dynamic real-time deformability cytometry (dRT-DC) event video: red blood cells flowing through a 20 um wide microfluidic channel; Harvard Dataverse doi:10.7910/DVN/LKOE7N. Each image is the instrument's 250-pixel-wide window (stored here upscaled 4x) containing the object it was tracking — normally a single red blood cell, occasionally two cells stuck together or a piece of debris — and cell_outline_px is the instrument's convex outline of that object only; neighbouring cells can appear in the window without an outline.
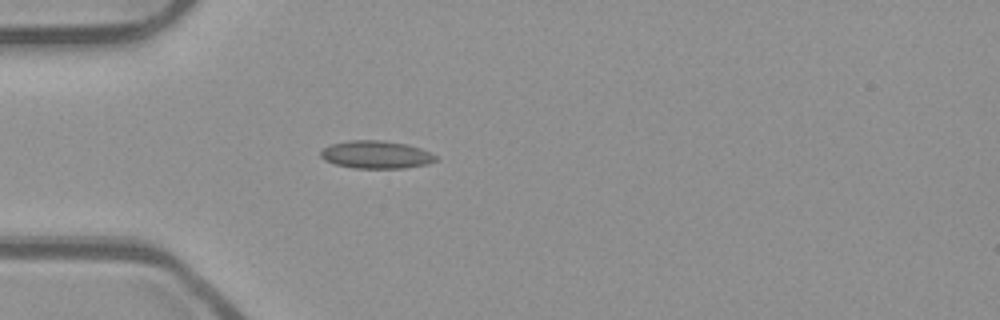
{"species": "common noctule bat (a hibernating species)", "species_latin": "Nyctalus noctula", "temperature_condition": "room temperature", "stored_images_in_passage": 38, "camera_frame_rate_fps": 3000, "um_per_image_px": 0.085, "animal": {"sex": "male", "body_mass_g": 23.1, "forearm_length_mm": 52.7}, "frame": {"image": 1, "passage_image": 1, "time_ms": 0.0, "image_size_px": [1000, 320], "cell_outline_px": [[436, 160], [428, 164], [404, 168], [356, 168], [336, 164], [324, 160], [320, 156], [320, 152], [324, 148], [332, 144], [348, 140], [384, 140], [408, 144], [420, 148], [436, 156]], "centroid_in_image_um": [31.97, 13.14], "position_along_channel_um": 53.0, "area_um2": 18.55}}
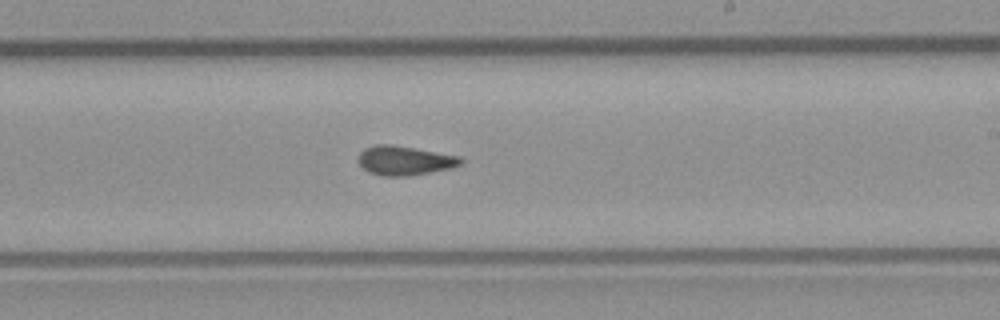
{"frame": {"image": 2, "passage_image": 17, "time_ms": 5.333, "image_size_px": [1000, 320], "cell_outline_px": [[464, 160], [460, 164], [452, 168], [408, 176], [380, 176], [368, 172], [356, 160], [360, 152], [364, 148], [376, 144], [392, 144], [460, 156]], "centroid_in_image_um": [34.36, 13.64], "position_along_channel_um": 254.6, "area_um2": 17.63}}
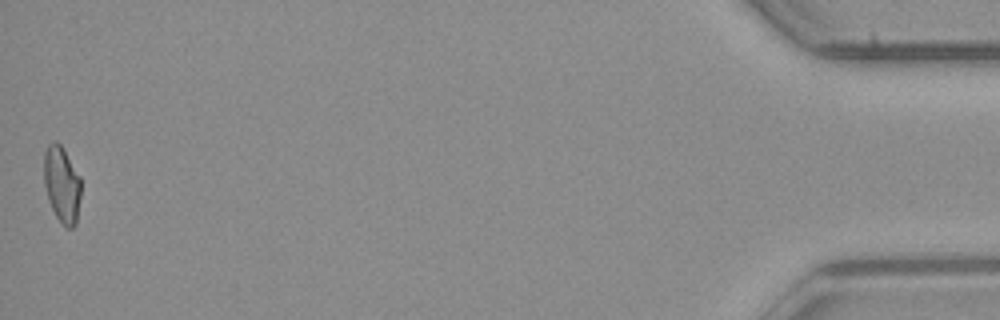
{"frame": {"image": 3, "passage_image": 38, "time_ms": 12.333, "image_size_px": [1000, 320], "cell_outline_px": [[80, 196], [76, 224], [72, 228], [64, 228], [56, 216], [48, 200], [44, 184], [44, 152], [48, 144], [52, 140], [56, 140], [64, 148], [80, 176]], "centroid_in_image_um": [5.25, 15.65], "position_along_channel_um": 430.0, "area_um2": 16.7}, "authors_computed_cell_mechanics": {"area_um2": 16.9932, "velocity_mm_per_s": 3.9373, "shape_relaxation_time_tau1_ms": null, "shape_relaxation_time_tau2_ms": 2.5786, "deformation_change_tau1": null, "deformation_change_tau2": 0.0766}}